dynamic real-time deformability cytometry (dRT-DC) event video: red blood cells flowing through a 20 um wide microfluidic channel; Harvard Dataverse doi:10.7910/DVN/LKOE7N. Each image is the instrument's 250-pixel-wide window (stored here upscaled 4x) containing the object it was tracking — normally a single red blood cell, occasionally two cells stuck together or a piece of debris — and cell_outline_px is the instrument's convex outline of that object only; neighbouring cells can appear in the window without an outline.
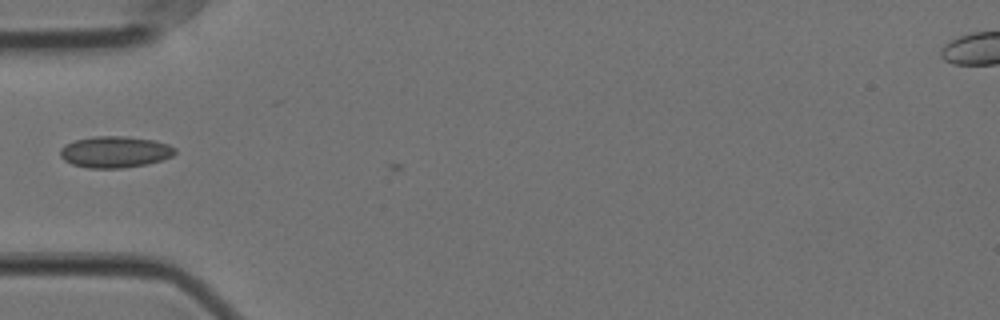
{"species": "Egyptian fruit bat (a non-hibernating species)", "species_latin": "Rousettus aegyptiacus", "temperature_condition": "cold", "stored_images_in_passage": 3, "camera_frame_rate_fps": 3000, "um_per_image_px": 0.085, "animal": {"sex": "female"}, "frame": {"image": 1, "passage_image": 2, "time_ms": 0.333, "image_size_px": [1000, 320], "cell_outline_px": [[176, 152], [172, 156], [148, 164], [120, 168], [88, 168], [72, 164], [64, 160], [60, 156], [60, 148], [64, 144], [76, 140], [96, 136], [124, 136], [156, 140], [168, 144], [176, 148]], "centroid_in_image_um": [9.77, 12.91], "position_along_channel_um": 75.2, "area_um2": 21.1}}